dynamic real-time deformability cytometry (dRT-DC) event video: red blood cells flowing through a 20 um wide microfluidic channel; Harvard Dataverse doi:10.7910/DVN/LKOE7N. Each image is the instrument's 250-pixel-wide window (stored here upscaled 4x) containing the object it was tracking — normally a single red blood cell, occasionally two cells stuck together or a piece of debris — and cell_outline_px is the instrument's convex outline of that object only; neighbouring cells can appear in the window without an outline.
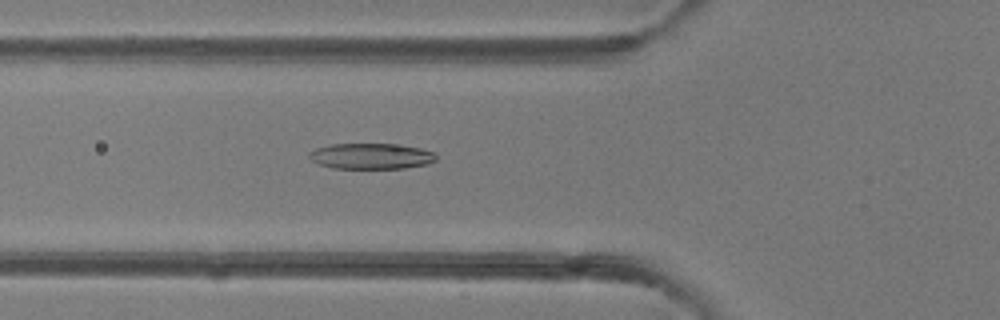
{"species": "common noctule bat (a hibernating species)", "species_latin": "Nyctalus noctula", "temperature_condition": "room temperature", "stored_images_in_passage": 49, "camera_frame_rate_fps": 3000, "um_per_image_px": 0.085, "animal": {"sex": "female"}, "frame": {"image": 1, "passage_image": 18, "time_ms": 5.667, "image_size_px": [1000, 320], "cell_outline_px": [[436, 160], [428, 164], [404, 168], [332, 168], [316, 164], [308, 156], [308, 152], [316, 148], [332, 144], [392, 144], [420, 148], [432, 152], [436, 156]], "centroid_in_image_um": [31.5, 13.28], "position_along_channel_um": 94.3, "area_um2": 19.02}}
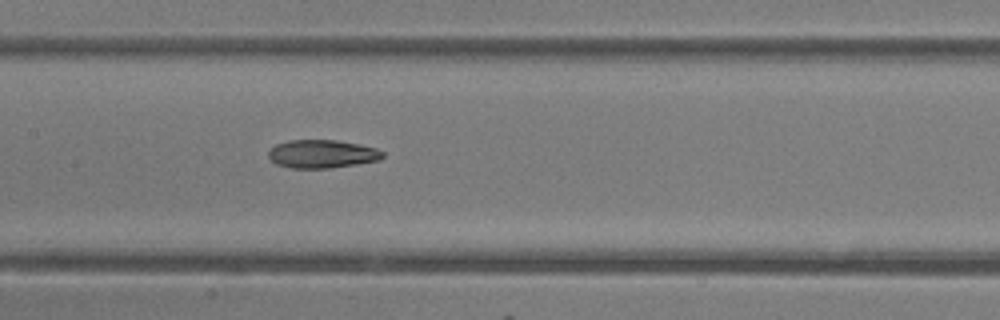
{"frame": {"image": 2, "passage_image": 24, "time_ms": 7.667, "image_size_px": [1000, 320], "cell_outline_px": [[384, 156], [380, 160], [356, 164], [328, 168], [292, 168], [276, 164], [268, 156], [268, 152], [276, 144], [288, 140], [336, 140], [376, 148], [384, 152]], "centroid_in_image_um": [27.37, 13.08], "position_along_channel_um": 180.0, "area_um2": 18.67}}
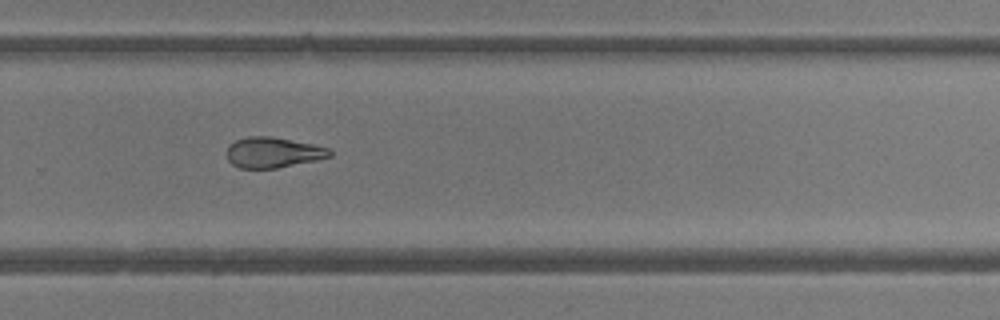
{"frame": {"image": 3, "passage_image": 33, "time_ms": 10.667, "image_size_px": [1000, 320], "cell_outline_px": [[332, 156], [316, 160], [276, 168], [240, 168], [232, 164], [228, 160], [228, 144], [236, 140], [248, 136], [272, 136], [312, 144], [328, 148], [332, 152]], "centroid_in_image_um": [23.2, 12.95], "position_along_channel_um": 306.6, "area_um2": 18.21}, "authors_computed_cell_mechanics": {"area_um2": 20.3456, "velocity_mm_per_s": 4.2349, "shape_relaxation_time_tau1_ms": null, "shape_relaxation_time_tau2_ms": 3.8311, "deformation_change_tau1": null, "deformation_change_tau2": 0.1291}}